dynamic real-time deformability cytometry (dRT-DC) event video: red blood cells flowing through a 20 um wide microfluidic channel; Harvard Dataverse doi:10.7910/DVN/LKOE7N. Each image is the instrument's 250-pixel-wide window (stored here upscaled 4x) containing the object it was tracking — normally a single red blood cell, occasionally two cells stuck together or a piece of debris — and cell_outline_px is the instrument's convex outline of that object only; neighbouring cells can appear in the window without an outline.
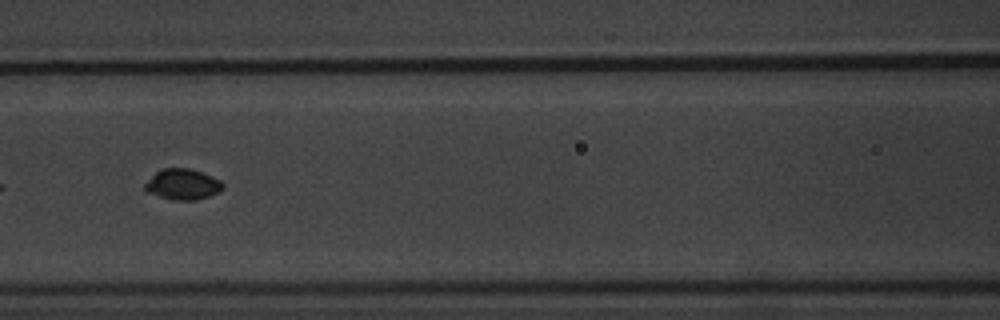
{"species": "common noctule bat (a hibernating species)", "species_latin": "Nyctalus noctula", "temperature_condition": "warm", "stored_images_in_passage": 6, "camera_frame_rate_fps": 3000, "um_per_image_px": 0.085, "animal": {"sex": "male", "body_mass_g": 20.1, "forearm_length_mm": 53.5}, "frame": {"image": 1, "passage_image": 6, "time_ms": 6.333, "image_size_px": [1000, 320], "cell_outline_px": [[224, 188], [220, 192], [196, 200], [176, 200], [144, 192], [144, 184], [160, 168], [188, 168], [212, 176], [220, 180], [224, 184]], "centroid_in_image_um": [15.52, 15.67], "position_along_channel_um": 151.1, "area_um2": 13.99}}